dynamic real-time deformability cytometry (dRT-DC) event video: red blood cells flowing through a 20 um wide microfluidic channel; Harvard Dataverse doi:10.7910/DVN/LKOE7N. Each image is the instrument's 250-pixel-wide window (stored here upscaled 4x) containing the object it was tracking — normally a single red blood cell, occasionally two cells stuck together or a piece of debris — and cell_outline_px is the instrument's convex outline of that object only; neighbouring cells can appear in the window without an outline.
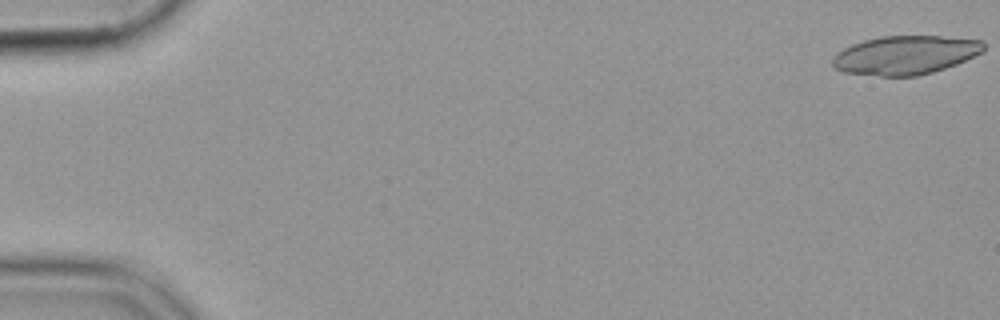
{"species": "common noctule bat (a hibernating species)", "species_latin": "Nyctalus noctula", "temperature_condition": "cold", "stored_images_in_passage": 55, "camera_frame_rate_fps": 3000, "um_per_image_px": 0.085, "animal": {"sex": "female", "body_mass_g": 19.9}, "frame": {"image": 1, "passage_image": 1, "time_ms": 0.0, "image_size_px": [1000, 320], "cell_outline_px": [[984, 48], [980, 52], [956, 64], [932, 72], [916, 76], [880, 76], [844, 72], [836, 68], [832, 64], [832, 56], [844, 48], [852, 44], [864, 40], [880, 36], [940, 36], [984, 40]], "centroid_in_image_um": [76.92, 4.67], "position_along_channel_um": 8.1, "area_um2": 33.93}}
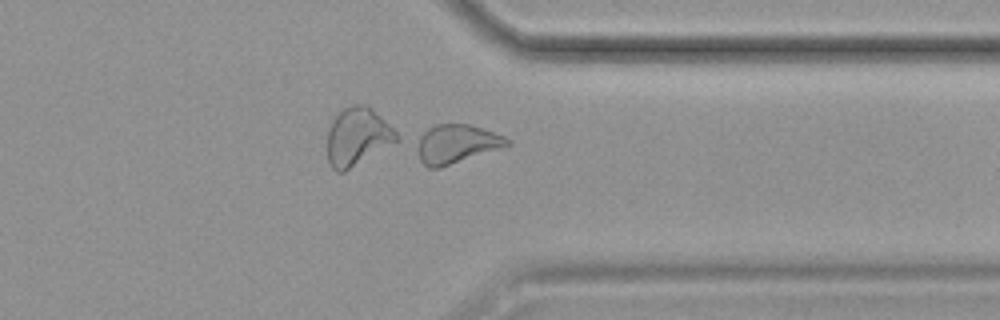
{"frame": {"image": 2, "passage_image": 44, "time_ms": 14.333, "image_size_px": [1000, 320], "cell_outline_px": [[512, 144], [504, 148], [440, 168], [428, 168], [420, 160], [412, 140], [416, 136], [428, 128], [436, 124], [468, 124], [504, 136], [512, 140]], "centroid_in_image_um": [38.75, 12.24], "position_along_channel_um": 372.7, "area_um2": 21.04}}